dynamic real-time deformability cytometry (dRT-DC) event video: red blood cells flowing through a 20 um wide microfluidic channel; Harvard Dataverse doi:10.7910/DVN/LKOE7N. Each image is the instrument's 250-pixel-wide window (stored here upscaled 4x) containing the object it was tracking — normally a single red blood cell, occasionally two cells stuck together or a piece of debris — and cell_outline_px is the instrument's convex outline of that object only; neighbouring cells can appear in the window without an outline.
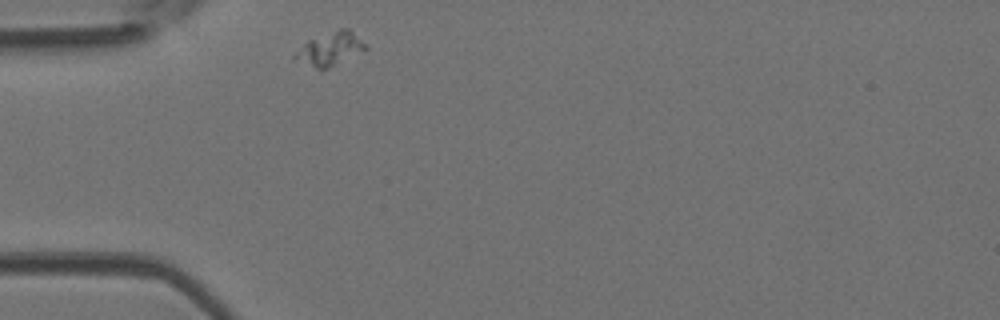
{"species": "Egyptian fruit bat (a non-hibernating species)", "species_latin": "Rousettus aegyptiacus", "temperature_condition": "room temperature", "stored_images_in_passage": 15, "camera_frame_rate_fps": 3000, "um_per_image_px": 0.085, "animal": {"sex": "female"}, "frame": {"image": 1, "passage_image": 1, "time_ms": 0.0, "image_size_px": [1000, 320], "cell_outline_px": [[368, 48], [320, 72], [292, 60], [292, 56], [308, 40], [340, 28], [348, 28], [368, 44]], "centroid_in_image_um": [28.02, 4.19], "position_along_channel_um": 57.0, "area_um2": 13.93}}
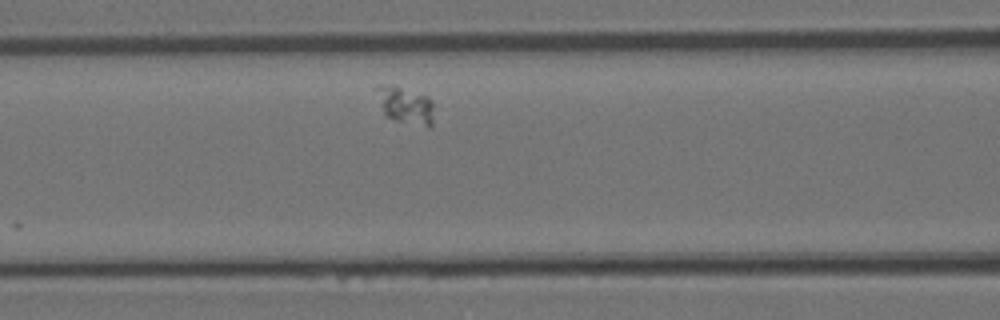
{"frame": {"image": 2, "passage_image": 8, "time_ms": 2.333, "image_size_px": [1000, 320], "cell_outline_px": [[432, 124], [428, 128], [396, 120], [384, 116], [376, 88], [376, 84], [392, 84], [428, 96], [432, 100]], "centroid_in_image_um": [34.45, 8.93], "position_along_channel_um": 132.1, "area_um2": 12.48}}
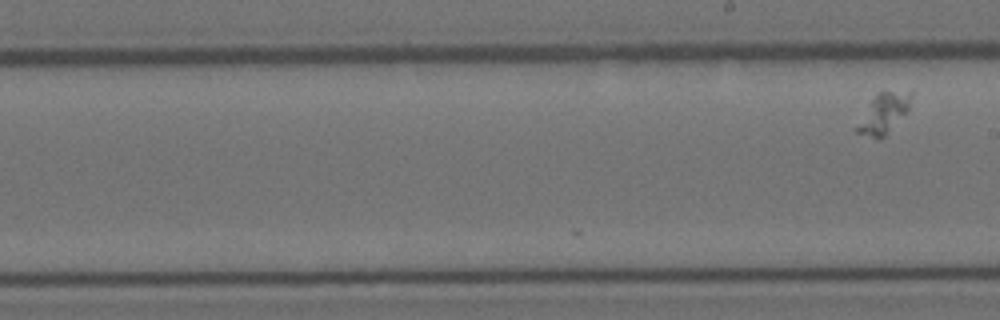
{"frame": {"image": 3, "passage_image": 15, "time_ms": 4.667, "image_size_px": [1000, 320], "cell_outline_px": [[912, 96], [908, 108], [888, 132], [880, 140], [876, 140], [852, 132], [852, 128], [872, 100], [880, 92], [912, 92]], "centroid_in_image_um": [74.99, 9.72], "position_along_channel_um": 214.0, "area_um2": 12.48}}